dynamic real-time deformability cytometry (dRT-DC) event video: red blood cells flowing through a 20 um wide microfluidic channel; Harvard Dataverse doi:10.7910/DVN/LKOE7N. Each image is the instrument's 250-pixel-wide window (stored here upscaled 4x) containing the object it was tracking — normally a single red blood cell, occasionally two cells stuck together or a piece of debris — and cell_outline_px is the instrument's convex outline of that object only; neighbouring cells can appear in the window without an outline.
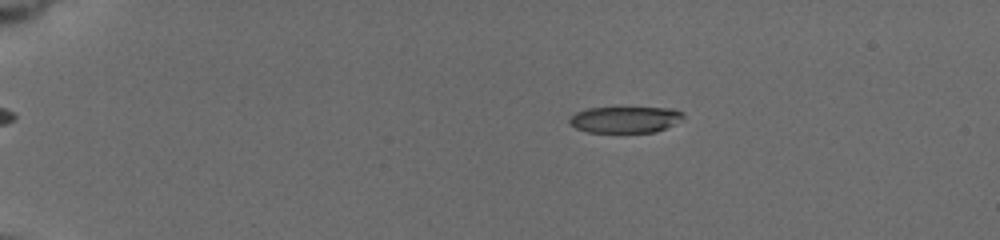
{"species": "common noctule bat (a hibernating species)", "species_latin": "Nyctalus noctula", "temperature_condition": "cold", "stored_images_in_passage": 47, "camera_frame_rate_fps": 3000, "um_per_image_px": 0.085, "animal": {"sex": "female", "body_mass_g": 19.5, "forearm_length_mm": 54.1}, "frame": {"image": 1, "passage_image": 19, "time_ms": 4.0, "image_size_px": [1000, 240], "cell_outline_px": [[684, 116], [672, 124], [656, 132], [588, 132], [576, 128], [568, 124], [568, 116], [576, 112], [588, 108], [616, 104], [672, 108], [684, 112]], "centroid_in_image_um": [53.07, 10.09], "position_along_channel_um": 31.9, "area_um2": 18.61}}
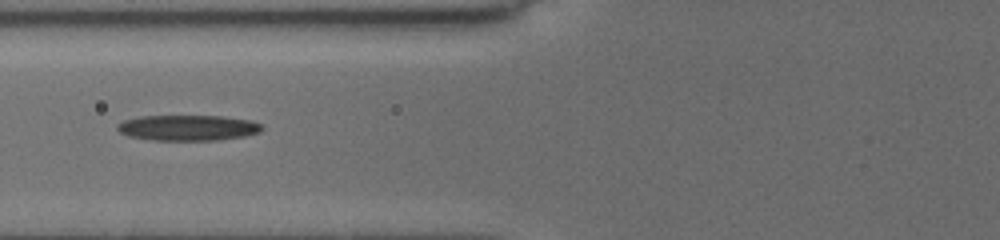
{"frame": {"image": 2, "passage_image": 38, "time_ms": 8.333, "image_size_px": [1000, 240], "cell_outline_px": [[264, 128], [260, 132], [244, 136], [216, 140], [152, 140], [128, 136], [120, 132], [116, 128], [116, 124], [124, 120], [140, 116], [220, 116], [252, 120], [260, 124]], "centroid_in_image_um": [15.96, 10.86], "position_along_channel_um": 109.8, "area_um2": 21.62}}
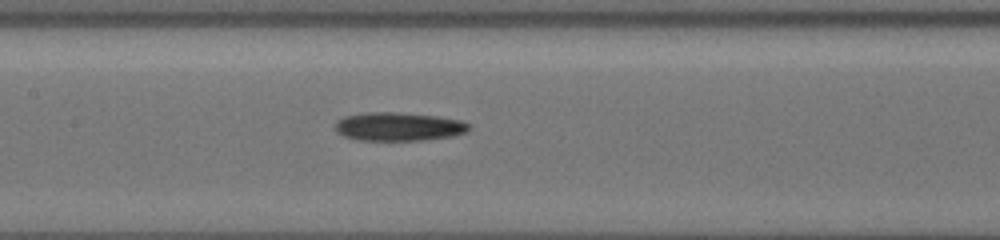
{"frame": {"image": 3, "passage_image": 46, "time_ms": 10.0, "image_size_px": [1000, 240], "cell_outline_px": [[468, 128], [464, 132], [452, 136], [420, 140], [360, 140], [344, 136], [336, 128], [336, 120], [344, 116], [368, 112], [400, 112], [440, 116], [460, 120], [468, 124]], "centroid_in_image_um": [33.87, 10.74], "position_along_channel_um": 173.5, "area_um2": 22.02}}